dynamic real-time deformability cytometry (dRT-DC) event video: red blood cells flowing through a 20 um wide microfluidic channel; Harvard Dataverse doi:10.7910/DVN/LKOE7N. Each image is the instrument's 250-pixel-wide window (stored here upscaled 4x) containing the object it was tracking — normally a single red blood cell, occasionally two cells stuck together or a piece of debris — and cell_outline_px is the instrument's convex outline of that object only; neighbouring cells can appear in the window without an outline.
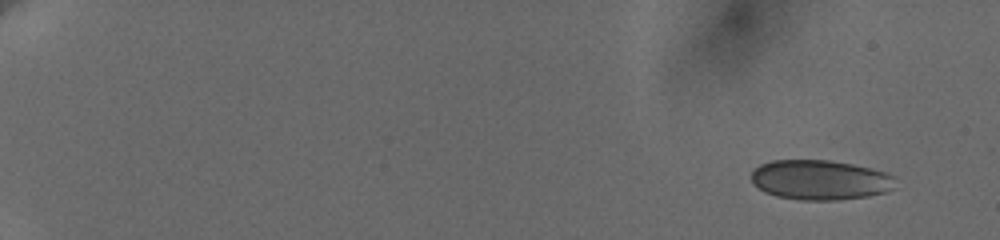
{"species": "human", "species_latin": "Homo sapiens", "temperature_condition": "cold", "stored_images_in_passage": 56, "camera_frame_rate_fps": 3000, "um_per_image_px": 0.085, "donor": {"sex": "female"}, "frame": {"image": 1, "passage_image": 1, "time_ms": 0.0, "image_size_px": [1000, 240], "cell_outline_px": [[896, 188], [884, 192], [868, 196], [836, 200], [800, 200], [776, 196], [764, 192], [752, 184], [752, 172], [760, 164], [772, 160], [828, 160], [852, 164], [884, 172], [896, 176]], "centroid_in_image_um": [69.71, 15.3], "position_along_channel_um": 15.3, "area_um2": 33.64}}
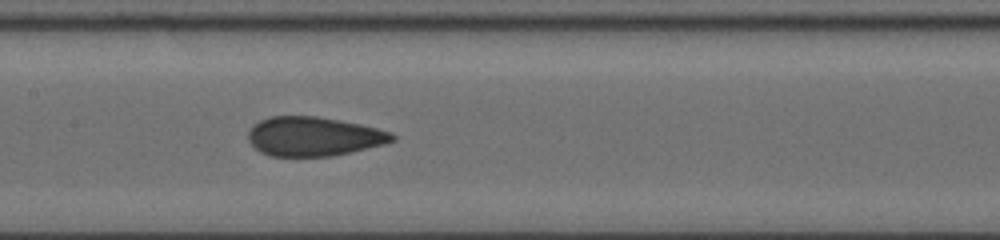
{"frame": {"image": 2, "passage_image": 30, "time_ms": 9.667, "image_size_px": [1000, 240], "cell_outline_px": [[396, 140], [384, 144], [352, 152], [332, 156], [268, 156], [260, 152], [248, 140], [248, 132], [252, 124], [260, 120], [272, 116], [316, 116], [360, 124], [392, 132], [396, 136]], "centroid_in_image_um": [26.66, 11.6], "position_along_channel_um": 180.7, "area_um2": 33.0}}
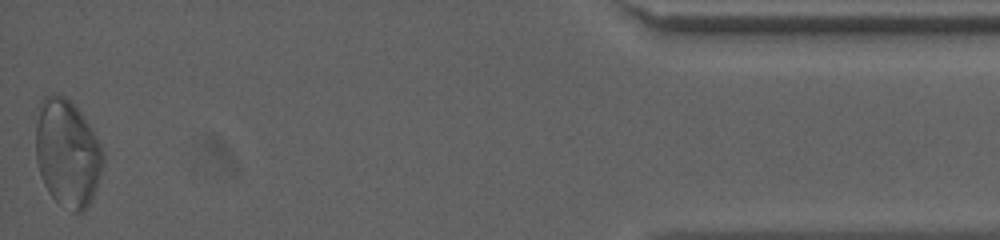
{"frame": {"image": 3, "passage_image": 56, "time_ms": 18.333, "image_size_px": [1000, 240], "cell_outline_px": [[104, 164], [92, 200], [84, 212], [72, 212], [60, 204], [48, 192], [40, 176], [36, 160], [36, 124], [40, 100], [44, 96], [56, 92], [64, 96], [80, 112], [92, 128], [104, 152]], "centroid_in_image_um": [5.73, 13.02], "position_along_channel_um": 429.5, "area_um2": 42.54}, "authors_computed_cell_mechanics": {"area_um2": 33.6974, "velocity_mm_per_s": 3.6416, "shape_relaxation_time_tau1_ms": null, "shape_relaxation_time_tau2_ms": 1.0844, "deformation_change_tau1": null, "deformation_change_tau2": 0.0554}}